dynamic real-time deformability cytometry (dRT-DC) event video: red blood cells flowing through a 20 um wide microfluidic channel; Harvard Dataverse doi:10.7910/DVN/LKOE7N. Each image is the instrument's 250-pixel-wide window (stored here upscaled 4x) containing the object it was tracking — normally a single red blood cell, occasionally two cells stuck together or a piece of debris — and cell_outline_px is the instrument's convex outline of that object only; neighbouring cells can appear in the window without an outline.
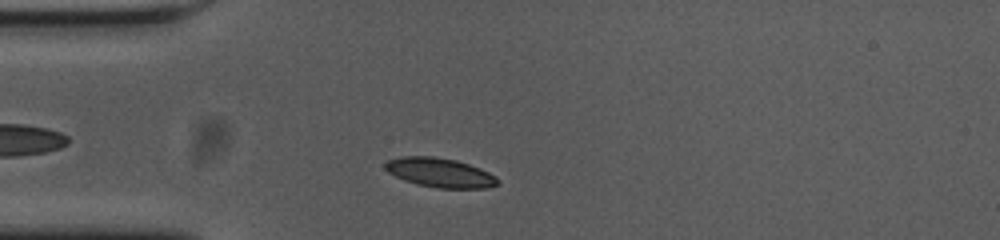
{"species": "common noctule bat (a hibernating species)", "species_latin": "Nyctalus noctula", "temperature_condition": "cold", "stored_images_in_passage": 42, "camera_frame_rate_fps": 3000, "um_per_image_px": 0.085, "animal": {"sex": "female", "body_mass_g": 23.0, "forearm_length_mm": 53.4}, "frame": {"image": 1, "passage_image": 5, "time_ms": 1.333, "image_size_px": [1000, 240], "cell_outline_px": [[500, 184], [488, 188], [436, 188], [416, 184], [404, 180], [388, 172], [384, 168], [384, 164], [388, 160], [400, 156], [432, 156], [456, 160], [480, 168], [496, 176], [500, 180]], "centroid_in_image_um": [37.41, 14.68], "position_along_channel_um": 47.6, "area_um2": 19.36}}
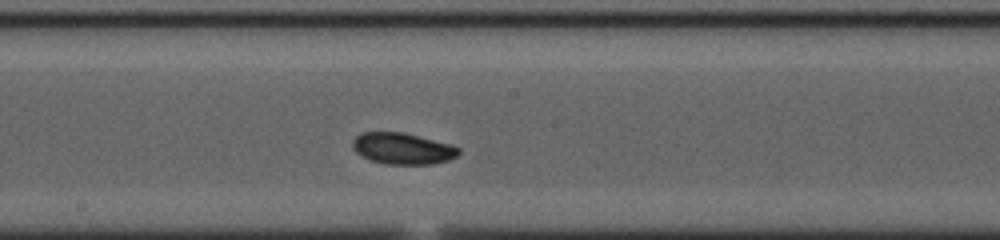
{"frame": {"image": 2, "passage_image": 20, "time_ms": 6.333, "image_size_px": [1000, 240], "cell_outline_px": [[460, 152], [456, 156], [448, 160], [432, 164], [384, 164], [360, 156], [352, 148], [352, 140], [360, 132], [404, 132], [452, 144], [460, 148]], "centroid_in_image_um": [34.21, 12.62], "position_along_channel_um": 214.0, "area_um2": 19.59}}
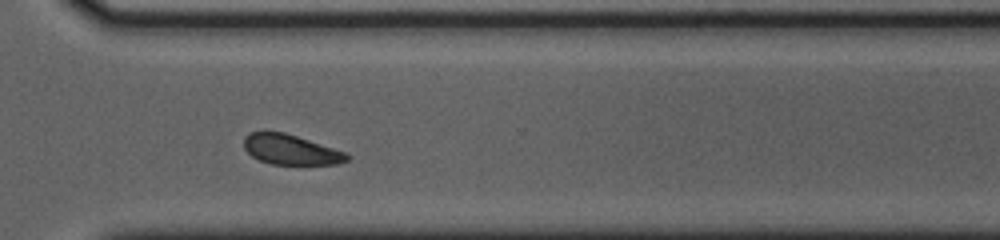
{"frame": {"image": 3, "passage_image": 31, "time_ms": 10.0, "image_size_px": [1000, 240], "cell_outline_px": [[348, 160], [336, 164], [272, 164], [260, 160], [252, 156], [244, 148], [244, 136], [248, 132], [284, 132], [348, 152]], "centroid_in_image_um": [24.72, 12.71], "position_along_channel_um": 345.9, "area_um2": 17.98}, "authors_computed_cell_mechanics": {"area_um2": 19.1607, "velocity_mm_per_s": 3.5948, "shape_relaxation_time_tau1_ms": 2.1188, "shape_relaxation_time_tau2_ms": null, "deformation_change_tau1": 0.1153, "deformation_change_tau2": null}}